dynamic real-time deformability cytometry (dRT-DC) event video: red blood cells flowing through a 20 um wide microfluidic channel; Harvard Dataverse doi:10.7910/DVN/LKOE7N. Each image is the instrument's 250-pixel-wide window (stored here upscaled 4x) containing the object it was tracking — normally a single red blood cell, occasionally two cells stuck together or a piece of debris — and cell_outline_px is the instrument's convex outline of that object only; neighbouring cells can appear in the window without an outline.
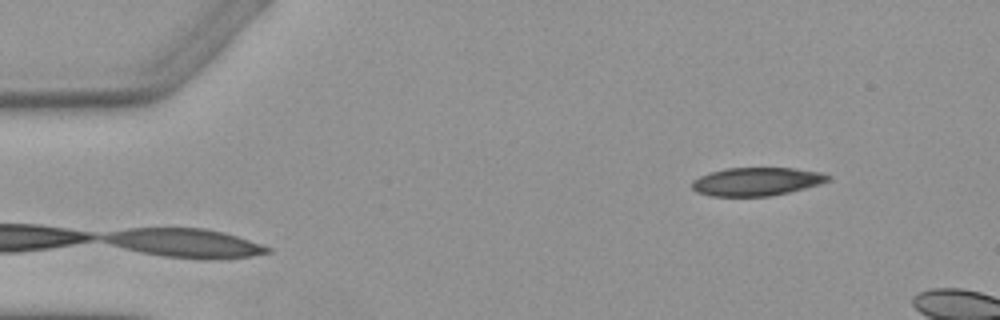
{"species": "Egyptian fruit bat (a non-hibernating species)", "species_latin": "Rousettus aegyptiacus", "temperature_condition": "warm", "stored_images_in_passage": 6, "camera_frame_rate_fps": 3000, "um_per_image_px": 0.085, "animal": {"sex": "female"}, "frame": {"image": 1, "passage_image": 1, "time_ms": 0.0, "image_size_px": [1000, 320], "cell_outline_px": [[832, 176], [828, 180], [820, 184], [788, 192], [768, 196], [712, 196], [696, 192], [692, 188], [692, 180], [708, 172], [724, 168], [792, 168], [820, 172]], "centroid_in_image_um": [64.27, 15.42], "position_along_channel_um": 20.7, "area_um2": 22.37}}
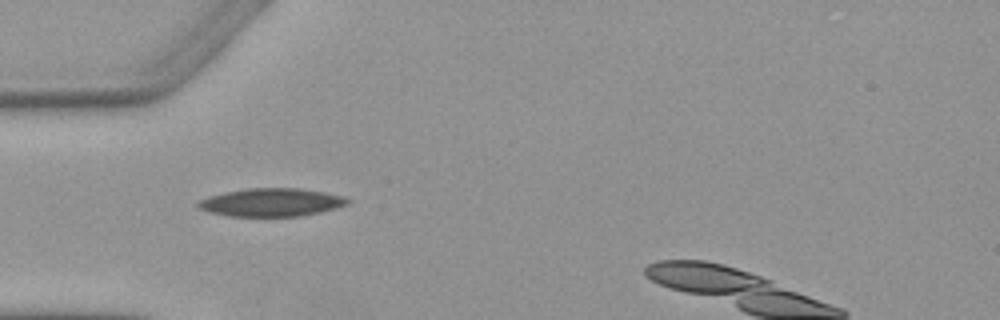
{"frame": {"image": 2, "passage_image": 4, "time_ms": 3.333, "image_size_px": [1000, 320], "cell_outline_px": [[352, 200], [348, 204], [336, 208], [320, 212], [300, 216], [228, 216], [208, 212], [200, 208], [196, 204], [200, 200], [208, 196], [224, 192], [248, 188], [300, 188], [324, 192], [344, 196]], "centroid_in_image_um": [23.08, 17.19], "position_along_channel_um": 61.9, "area_um2": 24.57}}